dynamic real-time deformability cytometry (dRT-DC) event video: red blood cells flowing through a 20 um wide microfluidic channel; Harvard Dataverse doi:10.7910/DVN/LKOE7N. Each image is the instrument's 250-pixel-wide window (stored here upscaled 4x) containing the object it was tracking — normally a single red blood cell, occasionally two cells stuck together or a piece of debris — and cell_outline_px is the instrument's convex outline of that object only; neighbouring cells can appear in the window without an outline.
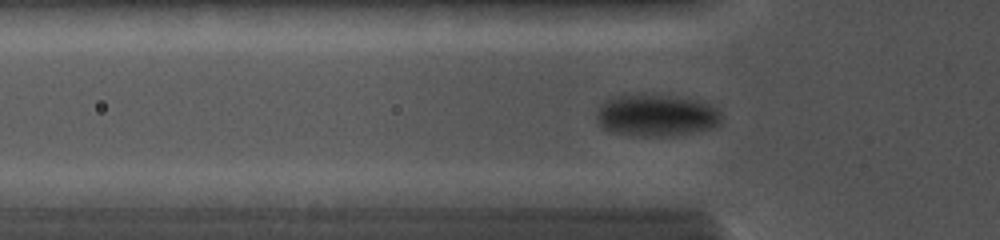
{"species": "common noctule bat (a hibernating species)", "species_latin": "Nyctalus noctula", "temperature_condition": "cold", "stored_images_in_passage": 46, "camera_frame_rate_fps": 5000, "um_per_image_px": 0.085, "animal": {"sex": "female", "body_mass_g": 19.0, "forearm_length_mm": 56.7}, "frame": {"image": 1, "passage_image": 12, "time_ms": 4.8, "image_size_px": [1000, 240], "cell_outline_px": [[720, 124], [712, 128], [692, 132], [668, 136], [632, 136], [612, 132], [604, 128], [600, 124], [596, 116], [596, 112], [600, 104], [604, 100], [612, 96], [636, 92], [644, 92], [676, 96], [700, 100], [716, 108], [720, 112]], "centroid_in_image_um": [55.73, 9.76], "position_along_channel_um": 70.1, "area_um2": 31.39}}
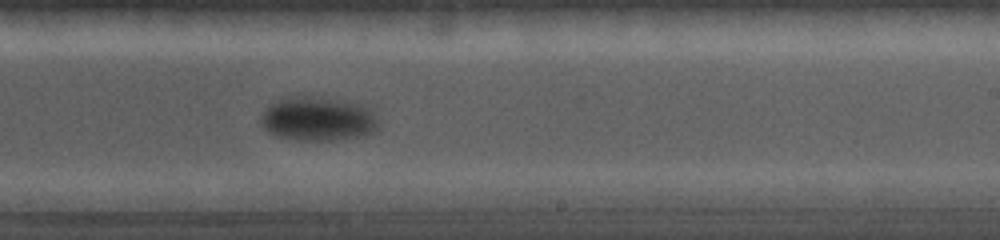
{"frame": {"image": 2, "passage_image": 29, "time_ms": 9.6, "image_size_px": [1000, 240], "cell_outline_px": [[376, 128], [372, 132], [364, 136], [332, 140], [296, 140], [276, 136], [268, 132], [260, 124], [260, 120], [264, 112], [276, 100], [296, 96], [368, 104], [376, 120]], "centroid_in_image_um": [27.01, 10.13], "position_along_channel_um": 262.0, "area_um2": 29.71}}
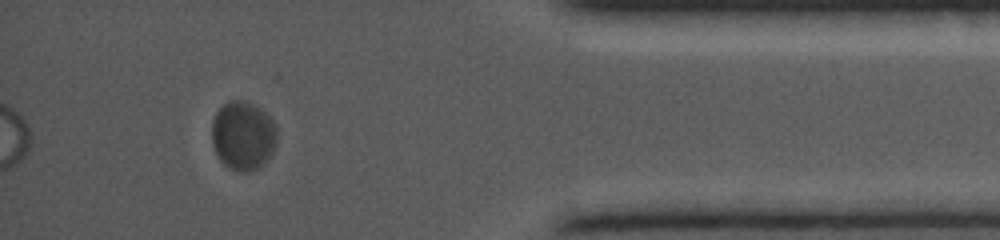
{"frame": {"image": 3, "passage_image": 42, "time_ms": 14.0, "image_size_px": [1000, 240], "cell_outline_px": [[276, 144], [272, 152], [264, 164], [248, 172], [240, 172], [224, 164], [220, 160], [212, 144], [212, 120], [216, 112], [228, 100], [244, 100], [260, 108], [276, 124]], "centroid_in_image_um": [20.65, 11.52], "position_along_channel_um": 414.5, "area_um2": 26.13}}